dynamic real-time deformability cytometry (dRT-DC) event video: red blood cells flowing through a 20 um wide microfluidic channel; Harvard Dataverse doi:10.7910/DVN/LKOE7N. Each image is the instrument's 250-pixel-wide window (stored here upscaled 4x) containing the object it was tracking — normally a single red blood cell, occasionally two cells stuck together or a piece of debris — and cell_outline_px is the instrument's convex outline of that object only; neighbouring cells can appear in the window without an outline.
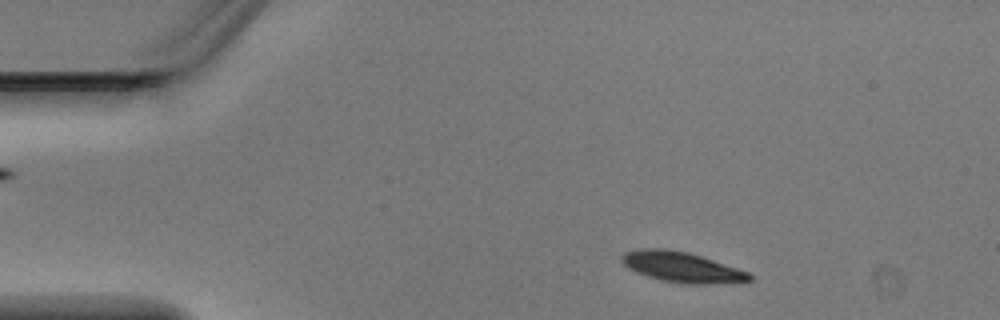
{"species": "Egyptian fruit bat (a non-hibernating species)", "species_latin": "Rousettus aegyptiacus", "temperature_condition": "warm", "stored_images_in_passage": 3, "camera_frame_rate_fps": 3000, "um_per_image_px": 0.085, "animal": {"sex": "male"}, "frame": {"image": 1, "passage_image": 1, "time_ms": 0.0, "image_size_px": [1000, 320], "cell_outline_px": [[752, 280], [732, 284], [688, 284], [664, 280], [648, 276], [636, 272], [628, 268], [620, 260], [620, 256], [624, 252], [640, 248], [664, 248], [688, 252], [748, 272], [752, 276]], "centroid_in_image_um": [57.95, 22.71], "position_along_channel_um": 27.1, "area_um2": 22.6}}
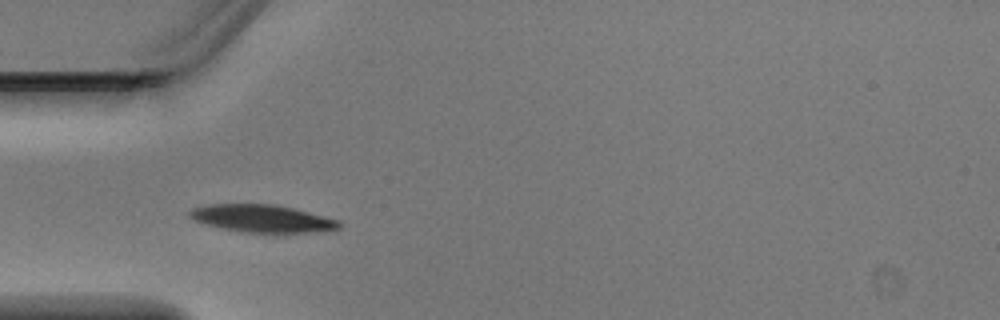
{"frame": {"image": 2, "passage_image": 3, "time_ms": 0.667, "image_size_px": [1000, 320], "cell_outline_px": [[344, 224], [340, 228], [308, 232], [240, 232], [220, 228], [192, 220], [188, 216], [188, 212], [192, 208], [208, 204], [276, 204], [340, 220]], "centroid_in_image_um": [22.24, 18.56], "position_along_channel_um": 62.8, "area_um2": 23.99}}